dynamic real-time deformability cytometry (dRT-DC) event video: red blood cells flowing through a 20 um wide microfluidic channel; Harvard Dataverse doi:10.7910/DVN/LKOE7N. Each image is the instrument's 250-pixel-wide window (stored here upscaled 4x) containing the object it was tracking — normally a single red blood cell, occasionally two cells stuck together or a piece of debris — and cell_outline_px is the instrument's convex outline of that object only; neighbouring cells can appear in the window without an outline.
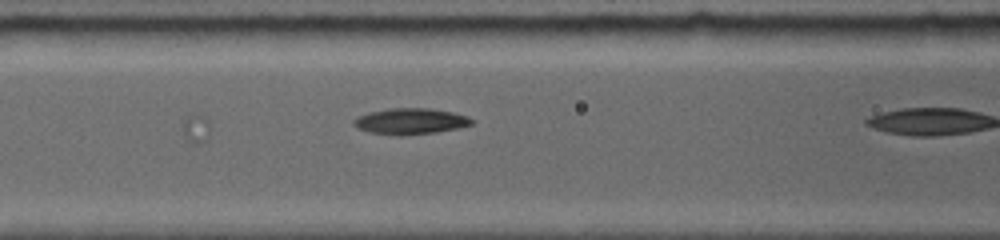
{"species": "common noctule bat (a hibernating species)", "species_latin": "Nyctalus noctula", "temperature_condition": "room temperature", "stored_images_in_passage": 10, "camera_frame_rate_fps": 5000, "um_per_image_px": 0.085, "animal": {"sex": "female", "body_mass_g": 19.0, "forearm_length_mm": 56.7}, "frame": {"image": 1, "passage_image": 9, "time_ms": 2.0, "image_size_px": [1000, 240], "cell_outline_px": [[472, 124], [432, 132], [372, 132], [360, 128], [352, 120], [356, 116], [372, 112], [392, 108], [432, 108], [452, 112], [468, 116], [472, 120]], "centroid_in_image_um": [34.92, 10.23], "position_along_channel_um": 131.7, "area_um2": 16.47}}